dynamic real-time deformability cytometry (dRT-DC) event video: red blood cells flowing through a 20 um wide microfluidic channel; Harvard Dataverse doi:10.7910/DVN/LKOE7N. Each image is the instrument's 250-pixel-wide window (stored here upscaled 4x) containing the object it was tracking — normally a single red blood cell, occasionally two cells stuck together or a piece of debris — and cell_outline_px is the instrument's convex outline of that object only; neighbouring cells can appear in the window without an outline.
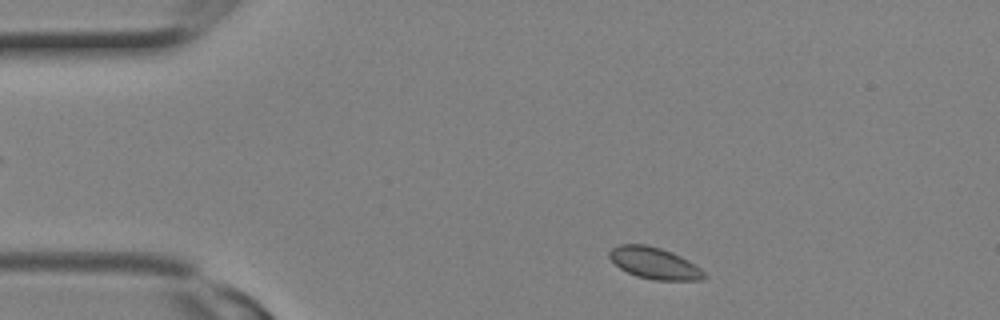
{"species": "Egyptian fruit bat (a non-hibernating species)", "species_latin": "Rousettus aegyptiacus", "temperature_condition": "room temperature", "stored_images_in_passage": 9, "camera_frame_rate_fps": 3000, "um_per_image_px": 0.085, "animal": {"sex": "female"}, "frame": {"image": 1, "passage_image": 1, "time_ms": 0.0, "image_size_px": [1000, 320], "cell_outline_px": [[708, 276], [704, 280], [652, 280], [636, 276], [620, 268], [608, 256], [608, 252], [612, 248], [620, 244], [644, 244], [660, 248], [672, 252], [688, 260], [700, 268]], "centroid_in_image_um": [55.64, 22.37], "position_along_channel_um": 29.4, "area_um2": 17.46}}
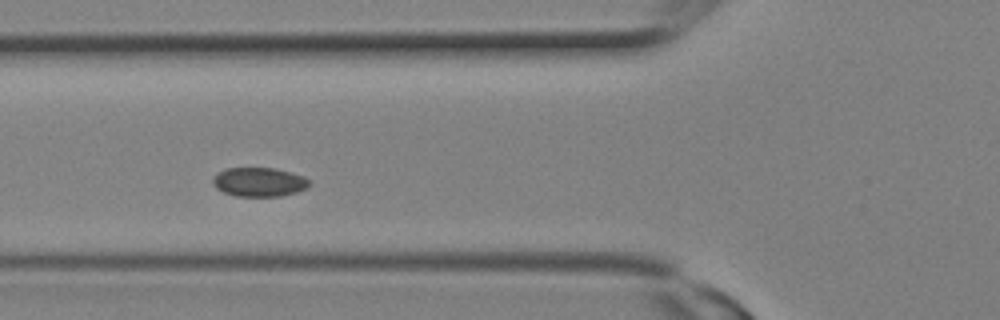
{"frame": {"image": 2, "passage_image": 6, "time_ms": 1.667, "image_size_px": [1000, 320], "cell_outline_px": [[312, 184], [296, 192], [280, 196], [236, 196], [224, 192], [216, 188], [212, 184], [212, 176], [216, 172], [224, 168], [276, 168], [304, 176], [312, 180]], "centroid_in_image_um": [22.0, 15.46], "position_along_channel_um": 103.8, "area_um2": 16.59}}
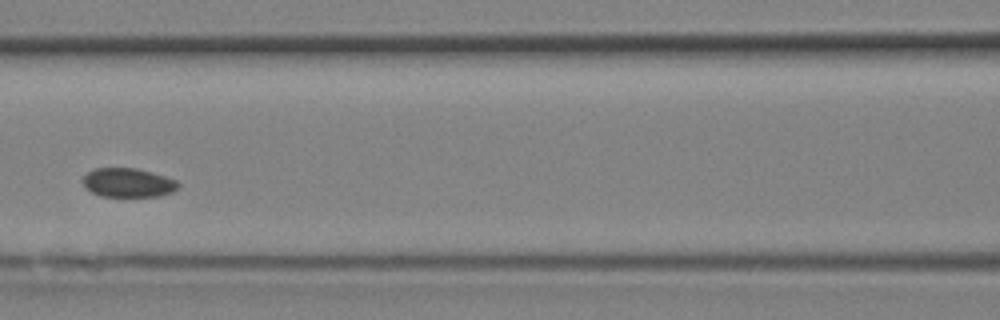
{"frame": {"image": 3, "passage_image": 8, "time_ms": 2.333, "image_size_px": [1000, 320], "cell_outline_px": [[180, 184], [172, 192], [156, 196], [100, 196], [84, 188], [80, 180], [88, 172], [96, 168], [136, 168], [152, 172], [176, 180]], "centroid_in_image_um": [10.83, 15.52], "position_along_channel_um": 155.8, "area_um2": 16.13}}